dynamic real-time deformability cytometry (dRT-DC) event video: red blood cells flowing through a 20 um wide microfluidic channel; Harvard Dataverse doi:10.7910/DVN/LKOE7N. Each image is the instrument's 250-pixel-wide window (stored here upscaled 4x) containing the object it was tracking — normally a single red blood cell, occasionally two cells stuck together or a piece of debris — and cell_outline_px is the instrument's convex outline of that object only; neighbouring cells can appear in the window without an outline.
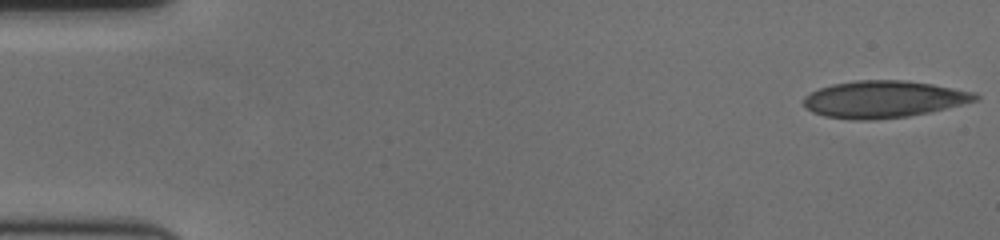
{"species": "human", "species_latin": "Homo sapiens", "temperature_condition": "cold", "stored_images_in_passage": 57, "camera_frame_rate_fps": 3000, "um_per_image_px": 0.085, "donor": {"sex": "female"}, "frame": {"image": 1, "passage_image": 1, "time_ms": 0.0, "image_size_px": [1000, 240], "cell_outline_px": [[980, 100], [928, 112], [908, 116], [872, 120], [852, 120], [824, 116], [812, 112], [804, 104], [804, 96], [820, 88], [832, 84], [856, 80], [908, 80], [932, 84], [976, 92], [980, 96]], "centroid_in_image_um": [75.14, 8.43], "position_along_channel_um": 9.9, "area_um2": 37.05}}
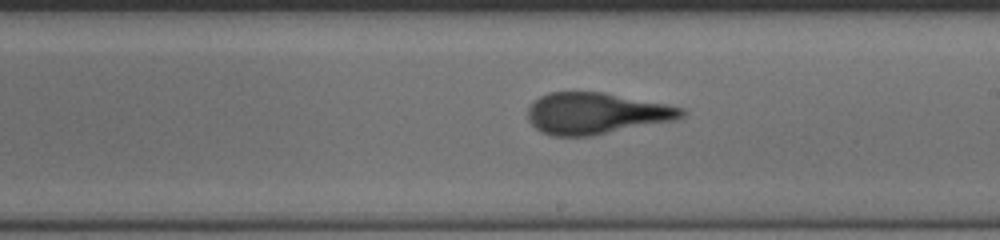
{"frame": {"image": 2, "passage_image": 33, "time_ms": 10.667, "image_size_px": [1000, 240], "cell_outline_px": [[688, 112], [684, 116], [676, 120], [592, 136], [552, 136], [540, 132], [528, 120], [528, 108], [540, 96], [548, 92], [604, 92], [684, 108]], "centroid_in_image_um": [50.68, 9.65], "position_along_channel_um": 238.3, "area_um2": 37.17}}
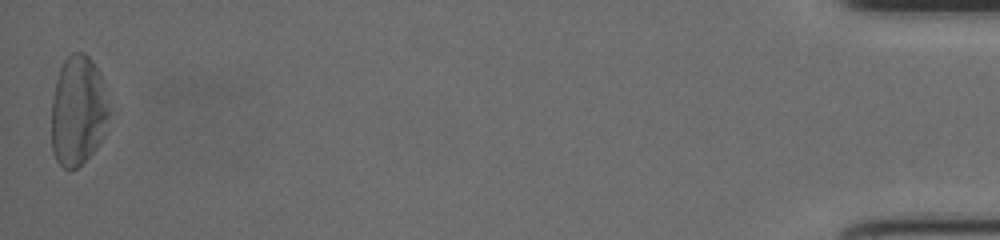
{"frame": {"image": 3, "passage_image": 57, "time_ms": 18.667, "image_size_px": [1000, 240], "cell_outline_px": [[112, 112], [104, 136], [96, 148], [76, 168], [64, 168], [56, 160], [52, 152], [52, 100], [56, 80], [60, 68], [64, 60], [72, 52], [84, 52], [92, 60], [100, 72], [104, 80]], "centroid_in_image_um": [6.68, 9.38], "position_along_channel_um": 428.5, "area_um2": 37.63}, "authors_computed_cell_mechanics": {"area_um2": 37.1654, "velocity_mm_per_s": 3.5688, "shape_relaxation_time_tau1_ms": 5.8285, "shape_relaxation_time_tau2_ms": 1.3684, "deformation_change_tau1": 0.191, "deformation_change_tau2": 0.0875}}